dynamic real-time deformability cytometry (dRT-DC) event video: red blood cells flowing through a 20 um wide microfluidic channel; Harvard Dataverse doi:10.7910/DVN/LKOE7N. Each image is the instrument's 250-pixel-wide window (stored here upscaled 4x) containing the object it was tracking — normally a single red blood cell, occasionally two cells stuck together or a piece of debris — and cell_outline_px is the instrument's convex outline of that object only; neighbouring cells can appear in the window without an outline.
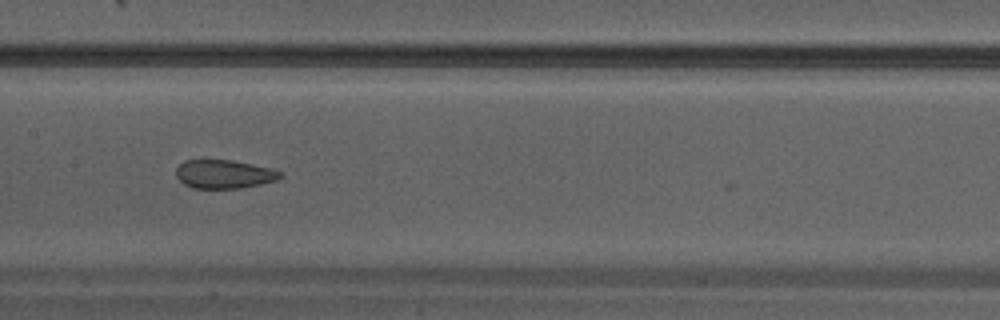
{"species": "Egyptian fruit bat (a non-hibernating species)", "species_latin": "Rousettus aegyptiacus", "temperature_condition": "warm", "stored_images_in_passage": 23, "camera_frame_rate_fps": 3000, "um_per_image_px": 0.085, "animal": {"sex": "male"}, "frame": {"image": 1, "passage_image": 19, "time_ms": 6.0, "image_size_px": [1000, 320], "cell_outline_px": [[284, 176], [276, 180], [260, 184], [240, 188], [192, 188], [184, 184], [176, 176], [176, 168], [184, 160], [232, 160], [272, 168], [284, 172]], "centroid_in_image_um": [19.07, 14.8], "position_along_channel_um": 188.3, "area_um2": 17.46}}
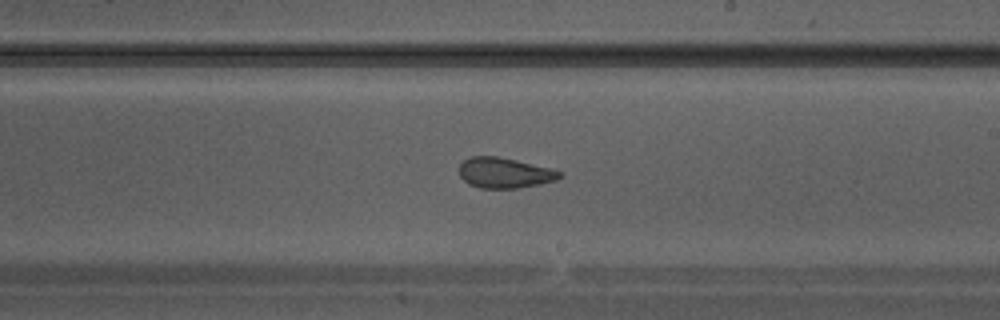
{"frame": {"image": 2, "passage_image": 22, "time_ms": 7.0, "image_size_px": [1000, 320], "cell_outline_px": [[564, 176], [556, 180], [540, 184], [516, 188], [480, 188], [468, 184], [460, 176], [460, 164], [464, 160], [472, 156], [496, 156], [516, 160], [552, 168], [564, 172]], "centroid_in_image_um": [42.93, 14.69], "position_along_channel_um": 246.1, "area_um2": 17.92}}